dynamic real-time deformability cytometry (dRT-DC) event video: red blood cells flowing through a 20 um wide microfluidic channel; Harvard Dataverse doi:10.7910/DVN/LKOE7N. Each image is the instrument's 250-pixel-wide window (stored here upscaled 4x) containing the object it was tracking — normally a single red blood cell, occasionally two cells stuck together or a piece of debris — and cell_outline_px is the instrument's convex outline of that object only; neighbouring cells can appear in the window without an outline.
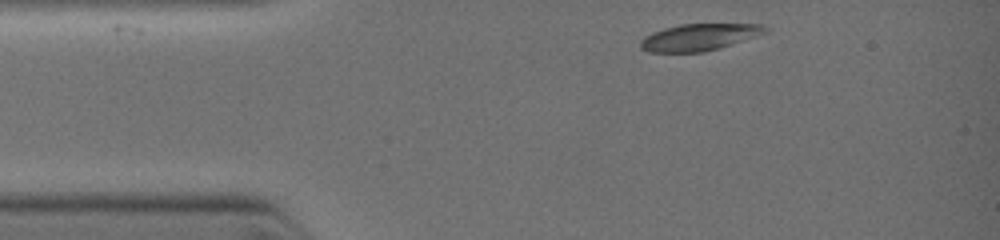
{"species": "common noctule bat (a hibernating species)", "species_latin": "Nyctalus noctula", "temperature_condition": "warm", "stored_images_in_passage": 9, "camera_frame_rate_fps": 3000, "um_per_image_px": 0.085, "animal": {"sex": "female", "body_mass_g": 19.0, "forearm_length_mm": 51.5}, "frame": {"image": 1, "passage_image": 1, "time_ms": 0.0, "image_size_px": [1000, 240], "cell_outline_px": [[768, 28], [752, 36], [704, 52], [652, 52], [640, 48], [640, 44], [644, 36], [652, 32], [664, 28], [680, 24], [760, 24]], "centroid_in_image_um": [59.28, 3.15], "position_along_channel_um": 25.7, "area_um2": 18.73}}
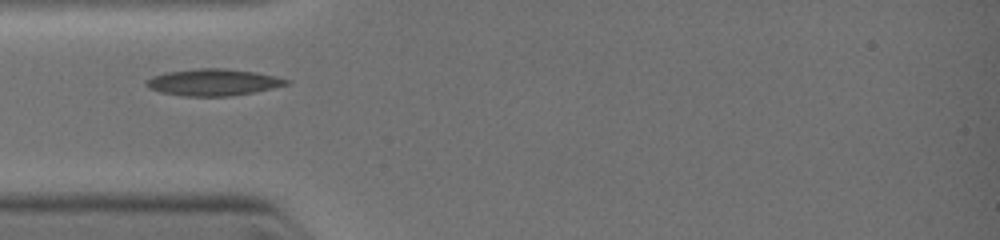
{"frame": {"image": 2, "passage_image": 5, "time_ms": 1.667, "image_size_px": [1000, 240], "cell_outline_px": [[292, 80], [288, 84], [272, 88], [252, 92], [228, 96], [184, 96], [160, 92], [148, 88], [144, 84], [152, 76], [168, 72], [196, 68], [224, 68], [256, 72], [276, 76]], "centroid_in_image_um": [18.12, 6.99], "position_along_channel_um": 66.9, "area_um2": 21.73}}
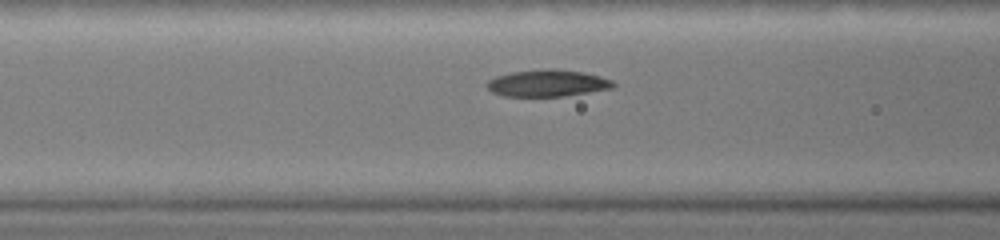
{"frame": {"image": 3, "passage_image": 8, "time_ms": 2.667, "image_size_px": [1000, 240], "cell_outline_px": [[616, 84], [612, 88], [564, 96], [504, 96], [492, 92], [488, 88], [488, 80], [496, 76], [512, 72], [544, 68], [556, 68], [584, 72], [600, 76], [612, 80]], "centroid_in_image_um": [46.55, 7.05], "position_along_channel_um": 120.0, "area_um2": 19.77}}